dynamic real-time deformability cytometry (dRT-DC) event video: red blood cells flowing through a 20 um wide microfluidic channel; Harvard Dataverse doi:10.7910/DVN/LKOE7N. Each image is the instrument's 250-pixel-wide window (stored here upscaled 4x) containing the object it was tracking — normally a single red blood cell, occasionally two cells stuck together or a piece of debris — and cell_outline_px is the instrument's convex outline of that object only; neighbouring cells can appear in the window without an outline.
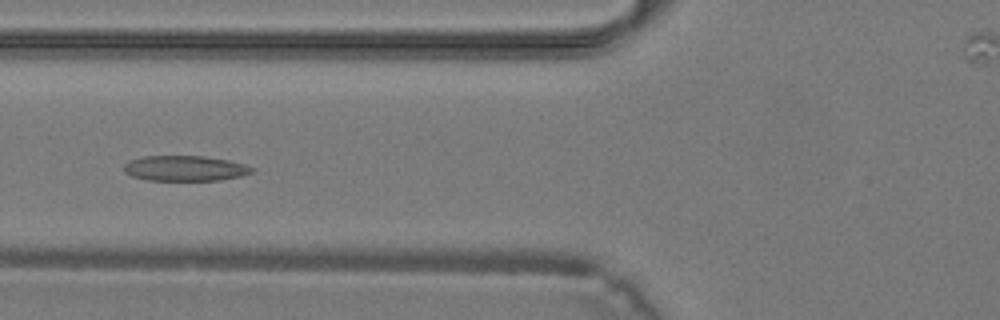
{"species": "common noctule bat (a hibernating species)", "species_latin": "Nyctalus noctula", "temperature_condition": "warm", "stored_images_in_passage": 34, "segment_of_instrument_passage": [1, 2], "camera_frame_rate_fps": 3000, "um_per_image_px": 0.085, "animal": {"sex": "male", "body_mass_g": 19.2, "forearm_length_mm": 51.8}, "frame": {"image": 1, "passage_image": 9, "time_ms": 2.667, "image_size_px": [1000, 320], "cell_outline_px": [[256, 168], [252, 172], [240, 176], [220, 180], [148, 180], [132, 176], [124, 172], [124, 164], [128, 160], [144, 156], [204, 156], [228, 160], [244, 164]], "centroid_in_image_um": [15.71, 14.3], "position_along_channel_um": 110.1, "area_um2": 18.9}}
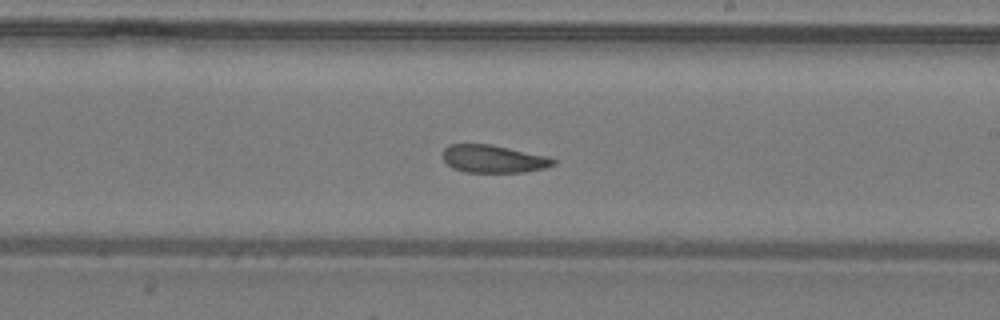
{"frame": {"image": 2, "passage_image": 17, "time_ms": 5.333, "image_size_px": [1000, 320], "cell_outline_px": [[556, 164], [544, 168], [524, 172], [464, 172], [452, 168], [444, 160], [444, 148], [452, 144], [488, 144], [548, 156], [556, 160]], "centroid_in_image_um": [41.95, 13.51], "position_along_channel_um": 247.0, "area_um2": 17.69}}
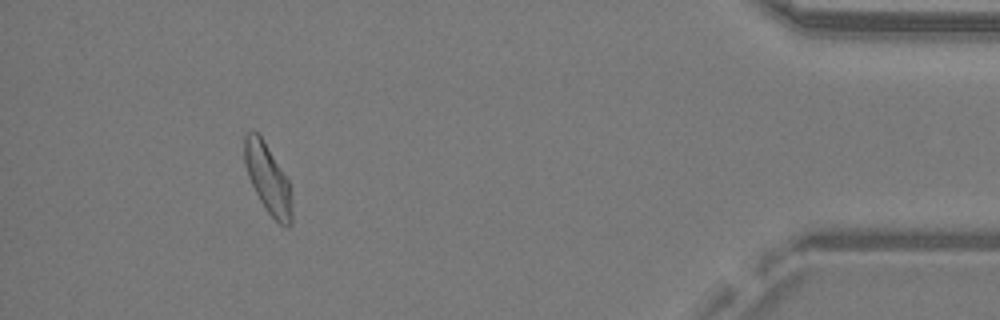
{"frame": {"image": 3, "passage_image": 30, "time_ms": 9.667, "image_size_px": [1000, 320], "cell_outline_px": [[292, 224], [288, 228], [284, 228], [264, 208], [248, 176], [244, 164], [244, 136], [248, 132], [256, 132], [264, 140], [288, 180], [292, 196]], "centroid_in_image_um": [22.78, 15.23], "position_along_channel_um": 412.4, "area_um2": 19.19}}